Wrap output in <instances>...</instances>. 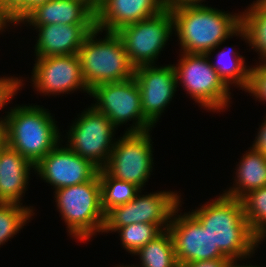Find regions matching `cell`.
Segmentation results:
<instances>
[{"label": "cell", "mask_w": 266, "mask_h": 267, "mask_svg": "<svg viewBox=\"0 0 266 267\" xmlns=\"http://www.w3.org/2000/svg\"><path fill=\"white\" fill-rule=\"evenodd\" d=\"M170 11L180 52L207 54L211 59L212 52L232 36L241 37L247 43V33L241 27V12L232 14L208 5L184 6Z\"/></svg>", "instance_id": "6da1fadb"}, {"label": "cell", "mask_w": 266, "mask_h": 267, "mask_svg": "<svg viewBox=\"0 0 266 267\" xmlns=\"http://www.w3.org/2000/svg\"><path fill=\"white\" fill-rule=\"evenodd\" d=\"M216 197L190 213L207 229L214 246L227 258L249 260L259 248V238L249 226L242 200L224 194Z\"/></svg>", "instance_id": "7a4b0ae2"}, {"label": "cell", "mask_w": 266, "mask_h": 267, "mask_svg": "<svg viewBox=\"0 0 266 267\" xmlns=\"http://www.w3.org/2000/svg\"><path fill=\"white\" fill-rule=\"evenodd\" d=\"M15 106L5 121L7 145L36 165L62 141V132L55 116L44 106Z\"/></svg>", "instance_id": "3957f363"}, {"label": "cell", "mask_w": 266, "mask_h": 267, "mask_svg": "<svg viewBox=\"0 0 266 267\" xmlns=\"http://www.w3.org/2000/svg\"><path fill=\"white\" fill-rule=\"evenodd\" d=\"M102 33L95 27L78 51L82 76L89 90L99 84L127 81L134 77L135 67L128 58L122 39L116 32L107 31L101 38L98 35Z\"/></svg>", "instance_id": "277c9868"}, {"label": "cell", "mask_w": 266, "mask_h": 267, "mask_svg": "<svg viewBox=\"0 0 266 267\" xmlns=\"http://www.w3.org/2000/svg\"><path fill=\"white\" fill-rule=\"evenodd\" d=\"M53 193L70 237L84 243L97 233L102 234L105 214L101 207L98 174L88 182L57 189Z\"/></svg>", "instance_id": "5b68a950"}, {"label": "cell", "mask_w": 266, "mask_h": 267, "mask_svg": "<svg viewBox=\"0 0 266 267\" xmlns=\"http://www.w3.org/2000/svg\"><path fill=\"white\" fill-rule=\"evenodd\" d=\"M180 53L178 63L172 64L177 85L181 84L186 94L207 111L223 112L231 106V89L212 67L208 55Z\"/></svg>", "instance_id": "8992f818"}, {"label": "cell", "mask_w": 266, "mask_h": 267, "mask_svg": "<svg viewBox=\"0 0 266 267\" xmlns=\"http://www.w3.org/2000/svg\"><path fill=\"white\" fill-rule=\"evenodd\" d=\"M77 116L66 132V145L99 170L104 169L117 140V128L92 105Z\"/></svg>", "instance_id": "52a82bcc"}, {"label": "cell", "mask_w": 266, "mask_h": 267, "mask_svg": "<svg viewBox=\"0 0 266 267\" xmlns=\"http://www.w3.org/2000/svg\"><path fill=\"white\" fill-rule=\"evenodd\" d=\"M91 105L103 113L118 129L132 121L125 132H146L154 128L142 113L141 93L135 78L127 81L103 83L90 90Z\"/></svg>", "instance_id": "ba28073f"}, {"label": "cell", "mask_w": 266, "mask_h": 267, "mask_svg": "<svg viewBox=\"0 0 266 267\" xmlns=\"http://www.w3.org/2000/svg\"><path fill=\"white\" fill-rule=\"evenodd\" d=\"M179 194L161 190L144 195L141 190L130 202L116 206L105 214L102 233H114L132 223L156 224L163 231L168 230L173 212L181 204Z\"/></svg>", "instance_id": "9c48e42d"}, {"label": "cell", "mask_w": 266, "mask_h": 267, "mask_svg": "<svg viewBox=\"0 0 266 267\" xmlns=\"http://www.w3.org/2000/svg\"><path fill=\"white\" fill-rule=\"evenodd\" d=\"M150 132H124L116 140L104 167L112 177L134 183L143 191L154 169V142Z\"/></svg>", "instance_id": "30bf717a"}, {"label": "cell", "mask_w": 266, "mask_h": 267, "mask_svg": "<svg viewBox=\"0 0 266 267\" xmlns=\"http://www.w3.org/2000/svg\"><path fill=\"white\" fill-rule=\"evenodd\" d=\"M116 33L135 68L155 64L174 34L171 11L165 8L150 18L122 27Z\"/></svg>", "instance_id": "8fae6325"}, {"label": "cell", "mask_w": 266, "mask_h": 267, "mask_svg": "<svg viewBox=\"0 0 266 267\" xmlns=\"http://www.w3.org/2000/svg\"><path fill=\"white\" fill-rule=\"evenodd\" d=\"M32 69V87L43 96L70 94L84 91L90 95L86 85L78 54L35 57Z\"/></svg>", "instance_id": "7c38bea8"}, {"label": "cell", "mask_w": 266, "mask_h": 267, "mask_svg": "<svg viewBox=\"0 0 266 267\" xmlns=\"http://www.w3.org/2000/svg\"><path fill=\"white\" fill-rule=\"evenodd\" d=\"M182 202L173 212L168 226L173 238L178 265L182 266L200 260L227 258L218 246H214L207 229L190 211L183 214L179 212L182 211L180 210Z\"/></svg>", "instance_id": "4fadbf2b"}, {"label": "cell", "mask_w": 266, "mask_h": 267, "mask_svg": "<svg viewBox=\"0 0 266 267\" xmlns=\"http://www.w3.org/2000/svg\"><path fill=\"white\" fill-rule=\"evenodd\" d=\"M134 78L140 89L144 118L155 128L179 87L175 69L172 64L142 65L135 68Z\"/></svg>", "instance_id": "5bb4252c"}, {"label": "cell", "mask_w": 266, "mask_h": 267, "mask_svg": "<svg viewBox=\"0 0 266 267\" xmlns=\"http://www.w3.org/2000/svg\"><path fill=\"white\" fill-rule=\"evenodd\" d=\"M61 143L63 139L35 165L34 174L54 190L92 180L99 169Z\"/></svg>", "instance_id": "9a60e30c"}, {"label": "cell", "mask_w": 266, "mask_h": 267, "mask_svg": "<svg viewBox=\"0 0 266 267\" xmlns=\"http://www.w3.org/2000/svg\"><path fill=\"white\" fill-rule=\"evenodd\" d=\"M163 0H102L95 13V27L117 32L122 27L150 18L165 9Z\"/></svg>", "instance_id": "2e32d148"}, {"label": "cell", "mask_w": 266, "mask_h": 267, "mask_svg": "<svg viewBox=\"0 0 266 267\" xmlns=\"http://www.w3.org/2000/svg\"><path fill=\"white\" fill-rule=\"evenodd\" d=\"M95 24H48L34 27L38 37L34 45L36 57L78 54Z\"/></svg>", "instance_id": "e0dca14e"}, {"label": "cell", "mask_w": 266, "mask_h": 267, "mask_svg": "<svg viewBox=\"0 0 266 267\" xmlns=\"http://www.w3.org/2000/svg\"><path fill=\"white\" fill-rule=\"evenodd\" d=\"M21 23L31 28L59 23L95 24V13L79 0H48L32 9L18 25Z\"/></svg>", "instance_id": "ac0fdd59"}, {"label": "cell", "mask_w": 266, "mask_h": 267, "mask_svg": "<svg viewBox=\"0 0 266 267\" xmlns=\"http://www.w3.org/2000/svg\"><path fill=\"white\" fill-rule=\"evenodd\" d=\"M33 170L34 164L6 145L0 151V202L23 205Z\"/></svg>", "instance_id": "d6986e66"}, {"label": "cell", "mask_w": 266, "mask_h": 267, "mask_svg": "<svg viewBox=\"0 0 266 267\" xmlns=\"http://www.w3.org/2000/svg\"><path fill=\"white\" fill-rule=\"evenodd\" d=\"M233 186L222 194L241 200L250 191L266 186V157L251 146L236 164Z\"/></svg>", "instance_id": "ffe728a7"}, {"label": "cell", "mask_w": 266, "mask_h": 267, "mask_svg": "<svg viewBox=\"0 0 266 267\" xmlns=\"http://www.w3.org/2000/svg\"><path fill=\"white\" fill-rule=\"evenodd\" d=\"M220 51L215 55L217 61L213 63L211 60L212 67L229 88L233 85L245 91L249 84L251 69L250 66L245 65L247 64L245 56L240 55L232 47L230 49L223 47Z\"/></svg>", "instance_id": "44dd1931"}, {"label": "cell", "mask_w": 266, "mask_h": 267, "mask_svg": "<svg viewBox=\"0 0 266 267\" xmlns=\"http://www.w3.org/2000/svg\"><path fill=\"white\" fill-rule=\"evenodd\" d=\"M140 259L139 266L135 267H179L172 235L164 230L155 239L149 241L133 256Z\"/></svg>", "instance_id": "7402d4cb"}, {"label": "cell", "mask_w": 266, "mask_h": 267, "mask_svg": "<svg viewBox=\"0 0 266 267\" xmlns=\"http://www.w3.org/2000/svg\"><path fill=\"white\" fill-rule=\"evenodd\" d=\"M101 185V207L106 214L110 209L130 202L142 190L136 184L112 177L105 169L98 171Z\"/></svg>", "instance_id": "603a6c76"}, {"label": "cell", "mask_w": 266, "mask_h": 267, "mask_svg": "<svg viewBox=\"0 0 266 267\" xmlns=\"http://www.w3.org/2000/svg\"><path fill=\"white\" fill-rule=\"evenodd\" d=\"M248 7V8H247ZM241 12V27L247 33V43L266 61V11L256 2Z\"/></svg>", "instance_id": "cb8c5ba5"}, {"label": "cell", "mask_w": 266, "mask_h": 267, "mask_svg": "<svg viewBox=\"0 0 266 267\" xmlns=\"http://www.w3.org/2000/svg\"><path fill=\"white\" fill-rule=\"evenodd\" d=\"M35 208L15 203L0 202V246L17 235L32 216Z\"/></svg>", "instance_id": "d4e9b609"}, {"label": "cell", "mask_w": 266, "mask_h": 267, "mask_svg": "<svg viewBox=\"0 0 266 267\" xmlns=\"http://www.w3.org/2000/svg\"><path fill=\"white\" fill-rule=\"evenodd\" d=\"M241 200L249 226L259 238V246L266 239V186L250 191Z\"/></svg>", "instance_id": "484cf974"}, {"label": "cell", "mask_w": 266, "mask_h": 267, "mask_svg": "<svg viewBox=\"0 0 266 267\" xmlns=\"http://www.w3.org/2000/svg\"><path fill=\"white\" fill-rule=\"evenodd\" d=\"M116 232L119 234L123 248L133 255L149 241L160 235L163 230L156 224L132 223L117 229Z\"/></svg>", "instance_id": "4316f807"}, {"label": "cell", "mask_w": 266, "mask_h": 267, "mask_svg": "<svg viewBox=\"0 0 266 267\" xmlns=\"http://www.w3.org/2000/svg\"><path fill=\"white\" fill-rule=\"evenodd\" d=\"M249 84L245 92L265 104L266 102V61H260L256 66L250 67ZM251 93V94H250Z\"/></svg>", "instance_id": "83f0119b"}, {"label": "cell", "mask_w": 266, "mask_h": 267, "mask_svg": "<svg viewBox=\"0 0 266 267\" xmlns=\"http://www.w3.org/2000/svg\"><path fill=\"white\" fill-rule=\"evenodd\" d=\"M22 82L23 79L20 77H0V110L5 108V105L7 106L13 100L12 98L14 95L16 96L20 89L22 90L24 85ZM9 111V109L7 112L5 111L7 114L0 118V123H5Z\"/></svg>", "instance_id": "f1b7e54d"}, {"label": "cell", "mask_w": 266, "mask_h": 267, "mask_svg": "<svg viewBox=\"0 0 266 267\" xmlns=\"http://www.w3.org/2000/svg\"><path fill=\"white\" fill-rule=\"evenodd\" d=\"M251 146L266 157V116L261 125H259L257 135Z\"/></svg>", "instance_id": "f546056e"}, {"label": "cell", "mask_w": 266, "mask_h": 267, "mask_svg": "<svg viewBox=\"0 0 266 267\" xmlns=\"http://www.w3.org/2000/svg\"><path fill=\"white\" fill-rule=\"evenodd\" d=\"M230 261L229 258H216L212 260L190 262L179 267H226Z\"/></svg>", "instance_id": "4dcf8cb0"}, {"label": "cell", "mask_w": 266, "mask_h": 267, "mask_svg": "<svg viewBox=\"0 0 266 267\" xmlns=\"http://www.w3.org/2000/svg\"><path fill=\"white\" fill-rule=\"evenodd\" d=\"M48 0H27V2L13 15L14 21L17 24L36 6L45 3Z\"/></svg>", "instance_id": "1f68e13d"}, {"label": "cell", "mask_w": 266, "mask_h": 267, "mask_svg": "<svg viewBox=\"0 0 266 267\" xmlns=\"http://www.w3.org/2000/svg\"><path fill=\"white\" fill-rule=\"evenodd\" d=\"M163 1L167 9L180 8L184 6L206 5L203 3L205 0H163Z\"/></svg>", "instance_id": "d6a6232c"}, {"label": "cell", "mask_w": 266, "mask_h": 267, "mask_svg": "<svg viewBox=\"0 0 266 267\" xmlns=\"http://www.w3.org/2000/svg\"><path fill=\"white\" fill-rule=\"evenodd\" d=\"M7 9L14 15L27 0H2Z\"/></svg>", "instance_id": "836d02e7"}, {"label": "cell", "mask_w": 266, "mask_h": 267, "mask_svg": "<svg viewBox=\"0 0 266 267\" xmlns=\"http://www.w3.org/2000/svg\"><path fill=\"white\" fill-rule=\"evenodd\" d=\"M11 26H18L16 25L13 15H0V33L6 32L5 29ZM14 24V25H13Z\"/></svg>", "instance_id": "e575fe53"}, {"label": "cell", "mask_w": 266, "mask_h": 267, "mask_svg": "<svg viewBox=\"0 0 266 267\" xmlns=\"http://www.w3.org/2000/svg\"><path fill=\"white\" fill-rule=\"evenodd\" d=\"M88 6L94 13H96L101 5L102 0H79Z\"/></svg>", "instance_id": "d590c367"}, {"label": "cell", "mask_w": 266, "mask_h": 267, "mask_svg": "<svg viewBox=\"0 0 266 267\" xmlns=\"http://www.w3.org/2000/svg\"><path fill=\"white\" fill-rule=\"evenodd\" d=\"M7 145L6 125L0 123V151Z\"/></svg>", "instance_id": "8d00e7d4"}, {"label": "cell", "mask_w": 266, "mask_h": 267, "mask_svg": "<svg viewBox=\"0 0 266 267\" xmlns=\"http://www.w3.org/2000/svg\"><path fill=\"white\" fill-rule=\"evenodd\" d=\"M237 262H239V261H237V260H231L226 267H261L259 265L258 266L257 265H251V263H248L249 264L248 265L247 262H246V265H244L245 263L240 264V262L239 263H237Z\"/></svg>", "instance_id": "74e56055"}, {"label": "cell", "mask_w": 266, "mask_h": 267, "mask_svg": "<svg viewBox=\"0 0 266 267\" xmlns=\"http://www.w3.org/2000/svg\"><path fill=\"white\" fill-rule=\"evenodd\" d=\"M0 15H12V13L4 5L2 0H0Z\"/></svg>", "instance_id": "f35d334b"}, {"label": "cell", "mask_w": 266, "mask_h": 267, "mask_svg": "<svg viewBox=\"0 0 266 267\" xmlns=\"http://www.w3.org/2000/svg\"><path fill=\"white\" fill-rule=\"evenodd\" d=\"M257 3L266 11V0H258Z\"/></svg>", "instance_id": "ab89813d"}, {"label": "cell", "mask_w": 266, "mask_h": 267, "mask_svg": "<svg viewBox=\"0 0 266 267\" xmlns=\"http://www.w3.org/2000/svg\"><path fill=\"white\" fill-rule=\"evenodd\" d=\"M114 267H135V265L133 264V265L129 266V265H123L122 264L121 266L120 265L119 266L117 265V266H114Z\"/></svg>", "instance_id": "60d3db41"}]
</instances>
